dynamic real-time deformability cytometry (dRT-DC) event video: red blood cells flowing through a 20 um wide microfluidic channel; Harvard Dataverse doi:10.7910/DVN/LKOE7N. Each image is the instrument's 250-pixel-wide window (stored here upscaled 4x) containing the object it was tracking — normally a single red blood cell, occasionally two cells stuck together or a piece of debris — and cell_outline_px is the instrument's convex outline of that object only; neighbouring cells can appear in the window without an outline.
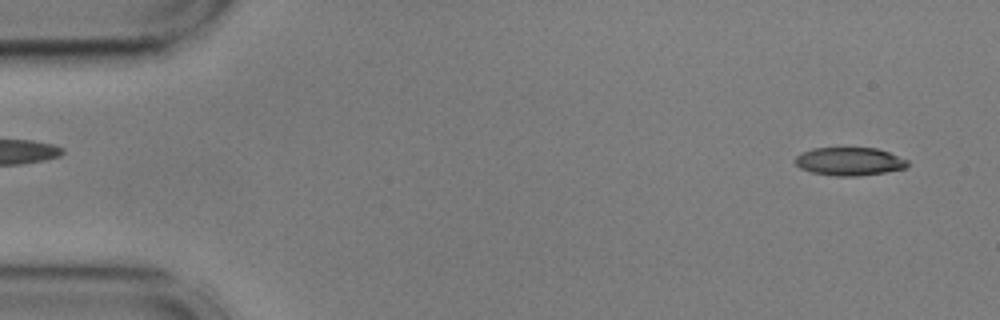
{"species": "common noctule bat (a hibernating species)", "species_latin": "Nyctalus noctula", "temperature_condition": "cold", "stored_images_in_passage": 7, "camera_frame_rate_fps": 3000, "um_per_image_px": 0.085, "animal": {"sex": "male", "body_mass_g": 17.9, "forearm_length_mm": 54.2}, "frame": {"image": 1, "passage_image": 3, "time_ms": 0.667, "image_size_px": [1000, 320], "cell_outline_px": [[908, 164], [904, 168], [884, 172], [856, 176], [836, 176], [812, 172], [800, 168], [796, 164], [796, 156], [800, 152], [812, 148], [876, 148], [888, 152], [908, 160]], "centroid_in_image_um": [72.17, 13.71], "position_along_channel_um": 12.8, "area_um2": 18.26}}